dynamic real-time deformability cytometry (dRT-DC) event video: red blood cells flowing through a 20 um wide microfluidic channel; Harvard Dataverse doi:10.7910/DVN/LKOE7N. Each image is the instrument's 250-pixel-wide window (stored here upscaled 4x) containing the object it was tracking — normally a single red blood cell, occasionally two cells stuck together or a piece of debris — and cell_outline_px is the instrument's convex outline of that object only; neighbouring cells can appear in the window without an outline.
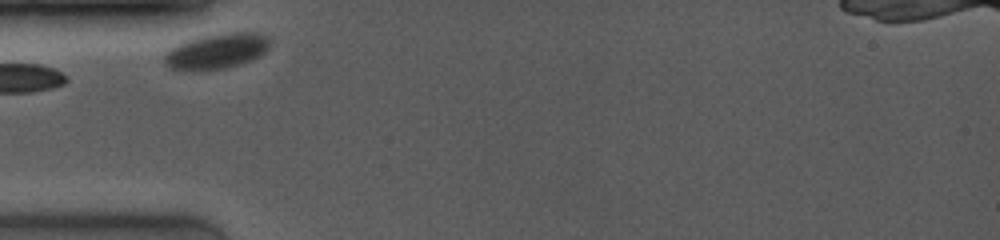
{"species": "common noctule bat (a hibernating species)", "species_latin": "Nyctalus noctula", "temperature_condition": "room temperature", "stored_images_in_passage": 24, "camera_frame_rate_fps": 4000, "um_per_image_px": 0.085, "animal": {"sex": "female", "body_mass_g": 19.0, "forearm_length_mm": 53.3}, "frame": {"image": 1, "passage_image": 1, "time_ms": 0.0, "image_size_px": [1000, 240], "cell_outline_px": [[268, 48], [260, 56], [240, 64], [224, 68], [200, 72], [192, 72], [172, 68], [164, 64], [164, 52], [176, 44], [200, 36], [232, 32], [256, 32], [268, 36]], "centroid_in_image_um": [18.36, 4.36], "position_along_channel_um": 66.6, "area_um2": 22.08}}